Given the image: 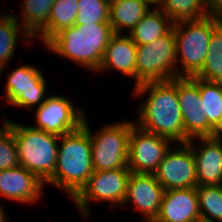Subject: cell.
<instances>
[{
    "label": "cell",
    "mask_w": 222,
    "mask_h": 222,
    "mask_svg": "<svg viewBox=\"0 0 222 222\" xmlns=\"http://www.w3.org/2000/svg\"><path fill=\"white\" fill-rule=\"evenodd\" d=\"M174 143L133 125L129 136L127 167L132 173L153 174Z\"/></svg>",
    "instance_id": "4fadbf2b"
},
{
    "label": "cell",
    "mask_w": 222,
    "mask_h": 222,
    "mask_svg": "<svg viewBox=\"0 0 222 222\" xmlns=\"http://www.w3.org/2000/svg\"><path fill=\"white\" fill-rule=\"evenodd\" d=\"M113 35L110 23L74 25L61 30L44 46L48 51L61 55L95 74Z\"/></svg>",
    "instance_id": "3957f363"
},
{
    "label": "cell",
    "mask_w": 222,
    "mask_h": 222,
    "mask_svg": "<svg viewBox=\"0 0 222 222\" xmlns=\"http://www.w3.org/2000/svg\"><path fill=\"white\" fill-rule=\"evenodd\" d=\"M133 97L147 98L137 107L135 125L141 129L184 143V123L177 95V78L168 81L146 82L134 87Z\"/></svg>",
    "instance_id": "6da1fadb"
},
{
    "label": "cell",
    "mask_w": 222,
    "mask_h": 222,
    "mask_svg": "<svg viewBox=\"0 0 222 222\" xmlns=\"http://www.w3.org/2000/svg\"><path fill=\"white\" fill-rule=\"evenodd\" d=\"M199 94L204 101L208 123L222 135V83L199 78Z\"/></svg>",
    "instance_id": "d4e9b609"
},
{
    "label": "cell",
    "mask_w": 222,
    "mask_h": 222,
    "mask_svg": "<svg viewBox=\"0 0 222 222\" xmlns=\"http://www.w3.org/2000/svg\"><path fill=\"white\" fill-rule=\"evenodd\" d=\"M18 36H21V40H26L27 43L35 41L15 19V14L5 12L0 17V79L4 70L7 71L10 59L12 60L16 54V47L19 45L17 44Z\"/></svg>",
    "instance_id": "44dd1931"
},
{
    "label": "cell",
    "mask_w": 222,
    "mask_h": 222,
    "mask_svg": "<svg viewBox=\"0 0 222 222\" xmlns=\"http://www.w3.org/2000/svg\"><path fill=\"white\" fill-rule=\"evenodd\" d=\"M177 95L184 123V143L194 137L219 135L205 117L204 101L199 94V78L177 77Z\"/></svg>",
    "instance_id": "7c38bea8"
},
{
    "label": "cell",
    "mask_w": 222,
    "mask_h": 222,
    "mask_svg": "<svg viewBox=\"0 0 222 222\" xmlns=\"http://www.w3.org/2000/svg\"><path fill=\"white\" fill-rule=\"evenodd\" d=\"M153 7H157L162 0H147Z\"/></svg>",
    "instance_id": "1f68e13d"
},
{
    "label": "cell",
    "mask_w": 222,
    "mask_h": 222,
    "mask_svg": "<svg viewBox=\"0 0 222 222\" xmlns=\"http://www.w3.org/2000/svg\"><path fill=\"white\" fill-rule=\"evenodd\" d=\"M78 5L79 0H55L49 15L48 25L35 37V40H39L44 46L61 30L74 26Z\"/></svg>",
    "instance_id": "7402d4cb"
},
{
    "label": "cell",
    "mask_w": 222,
    "mask_h": 222,
    "mask_svg": "<svg viewBox=\"0 0 222 222\" xmlns=\"http://www.w3.org/2000/svg\"><path fill=\"white\" fill-rule=\"evenodd\" d=\"M158 8L174 23L202 19L216 12L208 0H162Z\"/></svg>",
    "instance_id": "603a6c76"
},
{
    "label": "cell",
    "mask_w": 222,
    "mask_h": 222,
    "mask_svg": "<svg viewBox=\"0 0 222 222\" xmlns=\"http://www.w3.org/2000/svg\"><path fill=\"white\" fill-rule=\"evenodd\" d=\"M153 222H201L196 189L165 190Z\"/></svg>",
    "instance_id": "e0dca14e"
},
{
    "label": "cell",
    "mask_w": 222,
    "mask_h": 222,
    "mask_svg": "<svg viewBox=\"0 0 222 222\" xmlns=\"http://www.w3.org/2000/svg\"><path fill=\"white\" fill-rule=\"evenodd\" d=\"M222 22V12L197 20H182L173 24L176 38L178 77L195 76L203 67L209 51L212 31Z\"/></svg>",
    "instance_id": "277c9868"
},
{
    "label": "cell",
    "mask_w": 222,
    "mask_h": 222,
    "mask_svg": "<svg viewBox=\"0 0 222 222\" xmlns=\"http://www.w3.org/2000/svg\"><path fill=\"white\" fill-rule=\"evenodd\" d=\"M174 22L158 7L151 9L127 34L138 45H148L166 35Z\"/></svg>",
    "instance_id": "ffe728a7"
},
{
    "label": "cell",
    "mask_w": 222,
    "mask_h": 222,
    "mask_svg": "<svg viewBox=\"0 0 222 222\" xmlns=\"http://www.w3.org/2000/svg\"><path fill=\"white\" fill-rule=\"evenodd\" d=\"M55 171L46 183L67 193L71 201L86 186L93 173L89 131L78 130L59 137Z\"/></svg>",
    "instance_id": "7a4b0ae2"
},
{
    "label": "cell",
    "mask_w": 222,
    "mask_h": 222,
    "mask_svg": "<svg viewBox=\"0 0 222 222\" xmlns=\"http://www.w3.org/2000/svg\"><path fill=\"white\" fill-rule=\"evenodd\" d=\"M177 77L176 38L173 28L148 45L137 46L136 86Z\"/></svg>",
    "instance_id": "ba28073f"
},
{
    "label": "cell",
    "mask_w": 222,
    "mask_h": 222,
    "mask_svg": "<svg viewBox=\"0 0 222 222\" xmlns=\"http://www.w3.org/2000/svg\"><path fill=\"white\" fill-rule=\"evenodd\" d=\"M21 16H15L17 21L33 39L48 25L51 8L55 0H23Z\"/></svg>",
    "instance_id": "cb8c5ba5"
},
{
    "label": "cell",
    "mask_w": 222,
    "mask_h": 222,
    "mask_svg": "<svg viewBox=\"0 0 222 222\" xmlns=\"http://www.w3.org/2000/svg\"><path fill=\"white\" fill-rule=\"evenodd\" d=\"M187 143L194 154L197 185H221L222 135L194 137Z\"/></svg>",
    "instance_id": "9a60e30c"
},
{
    "label": "cell",
    "mask_w": 222,
    "mask_h": 222,
    "mask_svg": "<svg viewBox=\"0 0 222 222\" xmlns=\"http://www.w3.org/2000/svg\"><path fill=\"white\" fill-rule=\"evenodd\" d=\"M0 222H10V221L6 218L5 208H4L3 205H1V204H0Z\"/></svg>",
    "instance_id": "4dcf8cb0"
},
{
    "label": "cell",
    "mask_w": 222,
    "mask_h": 222,
    "mask_svg": "<svg viewBox=\"0 0 222 222\" xmlns=\"http://www.w3.org/2000/svg\"><path fill=\"white\" fill-rule=\"evenodd\" d=\"M201 222H222V184L197 185Z\"/></svg>",
    "instance_id": "4316f807"
},
{
    "label": "cell",
    "mask_w": 222,
    "mask_h": 222,
    "mask_svg": "<svg viewBox=\"0 0 222 222\" xmlns=\"http://www.w3.org/2000/svg\"><path fill=\"white\" fill-rule=\"evenodd\" d=\"M151 6L147 0H110L109 22L114 34H124L126 30L128 34Z\"/></svg>",
    "instance_id": "d6986e66"
},
{
    "label": "cell",
    "mask_w": 222,
    "mask_h": 222,
    "mask_svg": "<svg viewBox=\"0 0 222 222\" xmlns=\"http://www.w3.org/2000/svg\"><path fill=\"white\" fill-rule=\"evenodd\" d=\"M130 174L127 166L114 170L93 171L86 186L72 200L80 215L85 219L91 218L92 202H107L108 207L113 210L118 206L122 207Z\"/></svg>",
    "instance_id": "52a82bcc"
},
{
    "label": "cell",
    "mask_w": 222,
    "mask_h": 222,
    "mask_svg": "<svg viewBox=\"0 0 222 222\" xmlns=\"http://www.w3.org/2000/svg\"><path fill=\"white\" fill-rule=\"evenodd\" d=\"M134 121L119 120L104 124L92 132L86 114L83 126L89 131L94 171L125 168L128 160L129 136Z\"/></svg>",
    "instance_id": "8992f818"
},
{
    "label": "cell",
    "mask_w": 222,
    "mask_h": 222,
    "mask_svg": "<svg viewBox=\"0 0 222 222\" xmlns=\"http://www.w3.org/2000/svg\"><path fill=\"white\" fill-rule=\"evenodd\" d=\"M110 0H79L75 25L110 23Z\"/></svg>",
    "instance_id": "83f0119b"
},
{
    "label": "cell",
    "mask_w": 222,
    "mask_h": 222,
    "mask_svg": "<svg viewBox=\"0 0 222 222\" xmlns=\"http://www.w3.org/2000/svg\"><path fill=\"white\" fill-rule=\"evenodd\" d=\"M20 166L17 146L11 128L5 124L0 130V170Z\"/></svg>",
    "instance_id": "f1b7e54d"
},
{
    "label": "cell",
    "mask_w": 222,
    "mask_h": 222,
    "mask_svg": "<svg viewBox=\"0 0 222 222\" xmlns=\"http://www.w3.org/2000/svg\"><path fill=\"white\" fill-rule=\"evenodd\" d=\"M136 50L137 45L125 34H114L105 48L102 62L97 73L118 70L124 77H129L136 87Z\"/></svg>",
    "instance_id": "ac0fdd59"
},
{
    "label": "cell",
    "mask_w": 222,
    "mask_h": 222,
    "mask_svg": "<svg viewBox=\"0 0 222 222\" xmlns=\"http://www.w3.org/2000/svg\"><path fill=\"white\" fill-rule=\"evenodd\" d=\"M164 190L197 186L194 154L188 143H174L153 173Z\"/></svg>",
    "instance_id": "8fae6325"
},
{
    "label": "cell",
    "mask_w": 222,
    "mask_h": 222,
    "mask_svg": "<svg viewBox=\"0 0 222 222\" xmlns=\"http://www.w3.org/2000/svg\"><path fill=\"white\" fill-rule=\"evenodd\" d=\"M1 121L2 124H0V130L4 127V125L7 123V118L2 119Z\"/></svg>",
    "instance_id": "d6a6232c"
},
{
    "label": "cell",
    "mask_w": 222,
    "mask_h": 222,
    "mask_svg": "<svg viewBox=\"0 0 222 222\" xmlns=\"http://www.w3.org/2000/svg\"><path fill=\"white\" fill-rule=\"evenodd\" d=\"M34 110L36 125L32 127L58 136L78 130L87 114L85 108H78V104L61 94L49 95Z\"/></svg>",
    "instance_id": "30bf717a"
},
{
    "label": "cell",
    "mask_w": 222,
    "mask_h": 222,
    "mask_svg": "<svg viewBox=\"0 0 222 222\" xmlns=\"http://www.w3.org/2000/svg\"><path fill=\"white\" fill-rule=\"evenodd\" d=\"M45 183L22 166L0 170V197L34 204L44 196Z\"/></svg>",
    "instance_id": "2e32d148"
},
{
    "label": "cell",
    "mask_w": 222,
    "mask_h": 222,
    "mask_svg": "<svg viewBox=\"0 0 222 222\" xmlns=\"http://www.w3.org/2000/svg\"><path fill=\"white\" fill-rule=\"evenodd\" d=\"M7 76L3 97L9 105L34 110L46 101V77L38 67L20 64Z\"/></svg>",
    "instance_id": "9c48e42d"
},
{
    "label": "cell",
    "mask_w": 222,
    "mask_h": 222,
    "mask_svg": "<svg viewBox=\"0 0 222 222\" xmlns=\"http://www.w3.org/2000/svg\"><path fill=\"white\" fill-rule=\"evenodd\" d=\"M194 77L222 83V22L212 31L204 65Z\"/></svg>",
    "instance_id": "484cf974"
},
{
    "label": "cell",
    "mask_w": 222,
    "mask_h": 222,
    "mask_svg": "<svg viewBox=\"0 0 222 222\" xmlns=\"http://www.w3.org/2000/svg\"><path fill=\"white\" fill-rule=\"evenodd\" d=\"M164 191L154 174L131 172L122 206L135 207L138 214L144 217L143 222H153L159 213Z\"/></svg>",
    "instance_id": "5bb4252c"
},
{
    "label": "cell",
    "mask_w": 222,
    "mask_h": 222,
    "mask_svg": "<svg viewBox=\"0 0 222 222\" xmlns=\"http://www.w3.org/2000/svg\"><path fill=\"white\" fill-rule=\"evenodd\" d=\"M17 146L20 166L32 172L43 183L52 178L58 153V135L7 119Z\"/></svg>",
    "instance_id": "5b68a950"
},
{
    "label": "cell",
    "mask_w": 222,
    "mask_h": 222,
    "mask_svg": "<svg viewBox=\"0 0 222 222\" xmlns=\"http://www.w3.org/2000/svg\"><path fill=\"white\" fill-rule=\"evenodd\" d=\"M208 3L215 11L222 12V0H208Z\"/></svg>",
    "instance_id": "f546056e"
}]
</instances>
